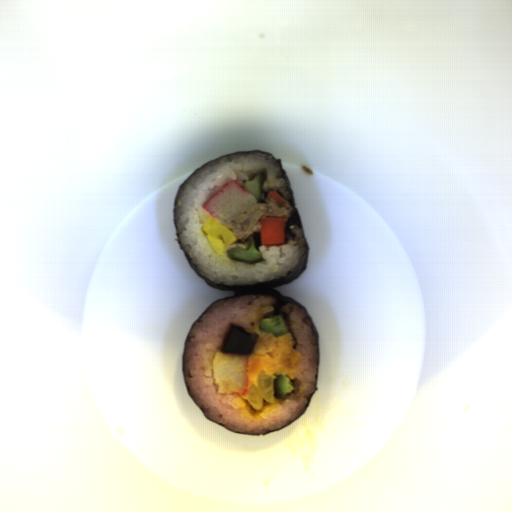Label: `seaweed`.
Listing matches in <instances>:
<instances>
[{
	"instance_id": "seaweed-1",
	"label": "seaweed",
	"mask_w": 512,
	"mask_h": 512,
	"mask_svg": "<svg viewBox=\"0 0 512 512\" xmlns=\"http://www.w3.org/2000/svg\"><path fill=\"white\" fill-rule=\"evenodd\" d=\"M251 153H263V154L271 156L273 159H275L277 161L278 165L280 166V168H281V170L283 172L284 178L286 180V183L288 185L289 197H290V206L293 209L291 211V216L288 219L287 226H286L285 242H289L294 237V235H295L293 230H292V225L296 224L298 226H301L302 229H303V226H302V223H301V219H300V216H299V213H298L297 205H296L294 190H293V187L291 185L290 179L288 177V174H287V172H286L282 162L278 158H276V157H274V156H272V155H270L268 153H265V152H263L261 150L237 151V152L225 154V155L219 156L217 158L211 159L208 162H206L205 164H203L200 167H198L197 169H195L194 171H192L180 183V185L178 187V190H177V193L175 195V198L173 200V225H174L175 239H176V241H177V243H178V245H179V247H180V249H181V251H182V253H183L184 257H185V259L187 260V262L190 264V266L193 268V270L196 272V274L209 287H212V288L224 291V292L225 291H233V293H234V294H231V295H228L226 297H223V298H220V299H217V300L213 301L203 312H201L197 316V318L194 320V322L191 324V326L189 328V331L187 333L186 339L184 341L183 355H182L183 377H184V381H185V384H186L187 392H188L189 396L192 398V400L194 401L195 404H196V402H195V400H194V398H193V396H192V394H191V392H190V390H189V388L187 386L186 380H185V369H184L185 351H186L188 336H189V334H190V332H191L195 322L212 305L216 304L217 302H219L221 300H225V299L232 298V297H241V296H250V295L251 296H261V297H272L273 299H275V301L277 303L276 309H275V311H272V312L268 313L264 318H270V317H273V316H276V315H281L283 317V319L285 320V322H286V326H287V329H288L287 333H291L292 335H293V333H292L291 327L288 324V322H289V314L288 313H283L282 309H283L284 305H288V304H294V305L304 309V307L300 303H298L297 301H295L291 297H284L281 293H279L278 291L273 289V288H277V287H280V286L288 285L289 283H291L292 281H294L295 279H297L298 277H300L302 274H304L306 272L307 265H308V245H307V237H306V234L304 232V229H303V232H304V236H305V240H306V246H305V252L303 254V257L301 259V262H300L299 266L293 272H291V273H289L287 275H284V276H282V277H280V278H278L276 280L265 281V282L255 283V284H244V285H234V286L233 285H217V284H215L214 282L210 281L209 279H207L206 277H204V276H202L201 274L198 273V271L196 270V268L194 267V265L192 264V262L190 261V259L186 255V253H185V251H184V249H183V247H182V245H181V243L179 241V237H178V233H177V228H176V224H175L176 200H177L179 192H180L181 188L184 186V184L189 180V178L194 174V172L196 170H198L199 168H201V167L205 166L206 164L212 162L215 159L222 158V157H225V156H229V155H232V154H251ZM304 311H305V313H306V315H307V317H308V319L310 321V324H311V326L313 328V331L315 333L317 368H316L315 390L309 396V403H308L307 407L305 408L303 414L309 409L310 404H311L312 399H313V395L316 392V390L318 389V376H319V334H318V332H317V330H316V328H315V326H314V324H313V322H312L308 312L305 309H304ZM293 337H294V335H293ZM295 341L297 343L296 338H295ZM295 347H296V344L294 345V349H295ZM199 410H200V408H199ZM201 413H202V411H201ZM301 416H299L298 418H300ZM204 417H205V415H204ZM298 418H296L295 420H293L292 422H290L289 424H287L283 428L289 426L294 421H296ZM210 421H212V420H210ZM212 422H214V421H212ZM221 427H223V426H221ZM223 428H225V427H223ZM283 428H281V429H283ZM225 429H227V428H225ZM281 429L274 430V431H271V432L279 431ZM227 430H229V429H227ZM229 431L234 433V434H238V435H242V436H260V435L271 433V432H268V433H263V434H258L257 435V434L235 433V432H233L231 430H229Z\"/></svg>"
}]
</instances>
